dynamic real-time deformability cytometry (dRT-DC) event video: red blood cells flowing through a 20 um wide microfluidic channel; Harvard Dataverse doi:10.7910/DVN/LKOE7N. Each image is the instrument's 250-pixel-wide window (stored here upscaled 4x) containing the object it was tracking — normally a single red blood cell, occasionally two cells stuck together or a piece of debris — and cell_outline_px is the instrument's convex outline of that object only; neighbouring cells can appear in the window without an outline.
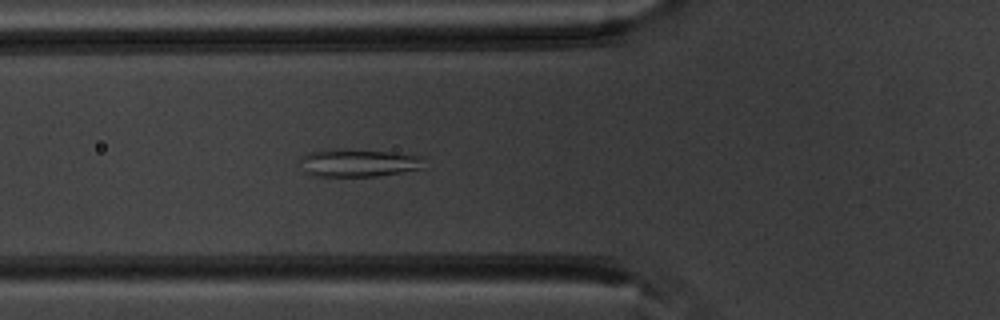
{"species": "common noctule bat (a hibernating species)", "species_latin": "Nyctalus noctula", "temperature_condition": "warm", "stored_images_in_passage": 41, "segment_of_instrument_passage": [1, 2], "camera_frame_rate_fps": 3000, "um_per_image_px": 0.085, "animal": {"sex": "male", "body_mass_g": 20.1, "forearm_length_mm": 53.5}, "frame": {"image": 1, "passage_image": 13, "time_ms": 4.0, "image_size_px": [1000, 320], "cell_outline_px": [[424, 168], [376, 176], [316, 176], [304, 172], [300, 160], [300, 156], [324, 148], [336, 148], [388, 152], [424, 156]], "centroid_in_image_um": [30.44, 13.83], "position_along_channel_um": 95.4, "area_um2": 20.23}}
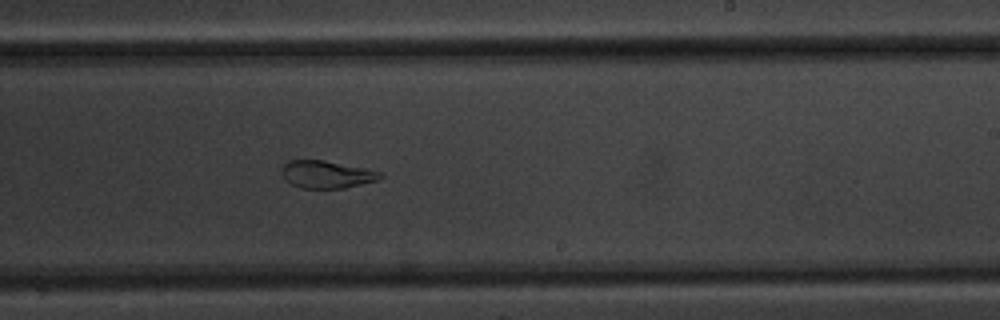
{"frame": {"image": 2, "passage_image": 26, "time_ms": 8.333, "image_size_px": [1000, 320], "cell_outline_px": [[384, 176], [376, 180], [344, 188], [300, 188], [284, 180], [280, 172], [280, 168], [288, 160], [324, 160], [368, 168], [384, 172]], "centroid_in_image_um": [27.75, 14.81], "position_along_channel_um": 261.2, "area_um2": 16.07}}
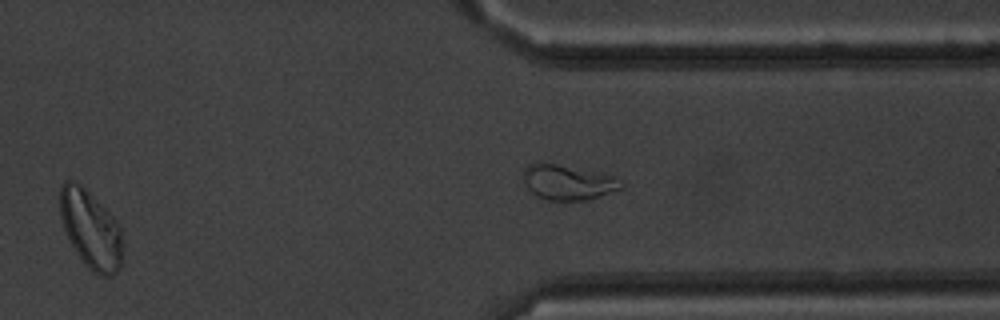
{"frame": {"image": 3, "passage_image": 34, "time_ms": 11.0, "image_size_px": [1000, 320], "cell_outline_px": [[120, 268], [116, 272], [108, 276], [100, 276], [88, 268], [76, 252], [64, 228], [60, 216], [60, 188], [68, 180], [72, 180], [80, 184], [120, 224]], "centroid_in_image_um": [7.69, 19.5], "position_along_channel_um": 403.7, "area_um2": 27.63}}